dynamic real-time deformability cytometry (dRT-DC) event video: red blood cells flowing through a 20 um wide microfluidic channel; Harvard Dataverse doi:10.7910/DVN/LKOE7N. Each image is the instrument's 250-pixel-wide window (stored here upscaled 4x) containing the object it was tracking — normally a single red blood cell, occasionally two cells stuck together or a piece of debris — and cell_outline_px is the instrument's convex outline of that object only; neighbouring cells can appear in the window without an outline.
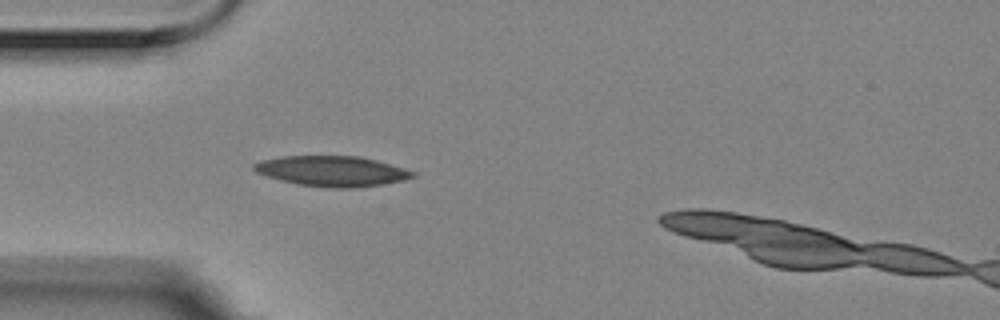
{"species": "Egyptian fruit bat (a non-hibernating species)", "species_latin": "Rousettus aegyptiacus", "temperature_condition": "room temperature", "stored_images_in_passage": 5, "camera_frame_rate_fps": 3000, "um_per_image_px": 0.085, "animal": {"sex": "female"}, "frame": {"image": 1, "passage_image": 4, "time_ms": 1.0, "image_size_px": [1000, 320], "cell_outline_px": [[416, 176], [404, 180], [356, 188], [332, 188], [296, 184], [280, 180], [256, 172], [252, 168], [252, 164], [260, 160], [284, 156], [360, 156], [376, 160], [404, 168], [416, 172]], "centroid_in_image_um": [28.21, 14.54], "position_along_channel_um": 56.8, "area_um2": 28.09}}